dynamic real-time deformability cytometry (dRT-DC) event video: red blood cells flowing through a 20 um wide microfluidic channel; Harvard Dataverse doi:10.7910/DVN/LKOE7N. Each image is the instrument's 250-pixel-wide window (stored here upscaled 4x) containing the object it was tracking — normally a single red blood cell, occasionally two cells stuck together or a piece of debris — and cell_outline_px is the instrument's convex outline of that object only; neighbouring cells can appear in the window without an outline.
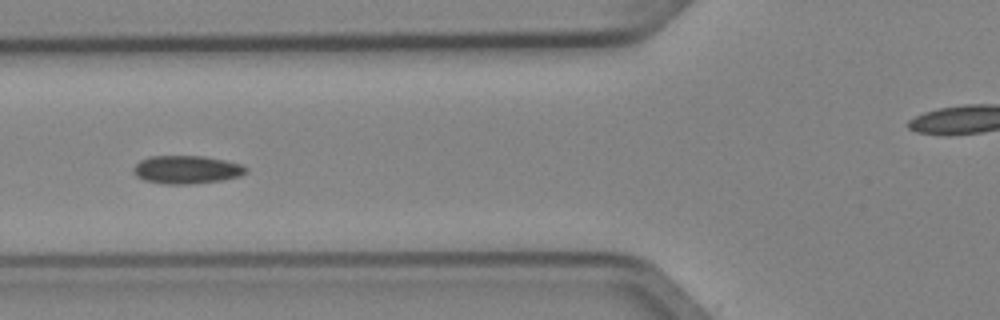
{"species": "Egyptian fruit bat (a non-hibernating species)", "species_latin": "Rousettus aegyptiacus", "temperature_condition": "cold", "stored_images_in_passage": 5, "segment_of_instrument_passage": [2, 2], "camera_frame_rate_fps": 3000, "um_per_image_px": 0.085, "animal": {"sex": "female"}, "frame": {"image": 1, "passage_image": 5, "time_ms": 1.333, "image_size_px": [1000, 320], "cell_outline_px": [[248, 172], [240, 176], [220, 180], [192, 184], [164, 184], [144, 180], [136, 176], [132, 172], [132, 168], [140, 160], [148, 156], [204, 156], [244, 164], [248, 168]], "centroid_in_image_um": [15.86, 14.41], "position_along_channel_um": 109.9, "area_um2": 18.67}}